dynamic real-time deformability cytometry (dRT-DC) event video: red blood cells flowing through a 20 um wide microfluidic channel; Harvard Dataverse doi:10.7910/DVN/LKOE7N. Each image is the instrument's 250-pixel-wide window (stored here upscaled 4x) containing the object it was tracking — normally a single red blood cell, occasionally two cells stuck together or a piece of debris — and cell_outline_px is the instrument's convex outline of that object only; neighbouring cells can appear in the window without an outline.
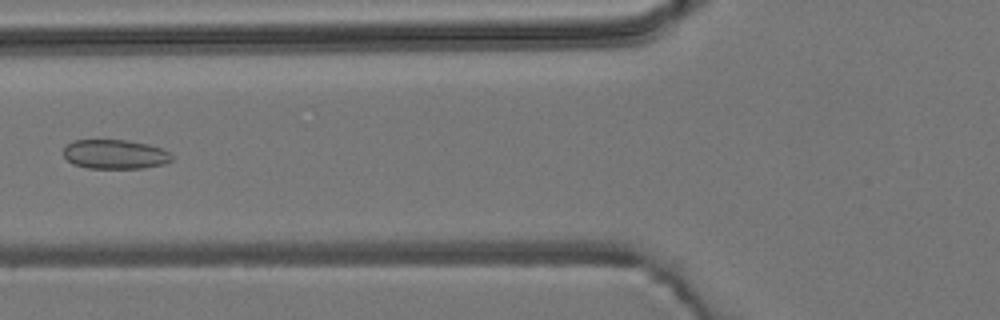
{"species": "common noctule bat (a hibernating species)", "species_latin": "Nyctalus noctula", "temperature_condition": "room temperature", "stored_images_in_passage": 3, "camera_frame_rate_fps": 3000, "um_per_image_px": 0.085, "animal": {"sex": "male", "body_mass_g": 19.2, "forearm_length_mm": 51.8}, "frame": {"image": 1, "passage_image": 3, "time_ms": 3.333, "image_size_px": [1000, 320], "cell_outline_px": [[172, 160], [164, 164], [144, 168], [88, 168], [72, 164], [64, 156], [64, 148], [68, 144], [76, 140], [124, 140], [148, 144], [160, 148], [168, 152], [172, 156]], "centroid_in_image_um": [9.77, 13.12], "position_along_channel_um": 116.0, "area_um2": 18.38}}